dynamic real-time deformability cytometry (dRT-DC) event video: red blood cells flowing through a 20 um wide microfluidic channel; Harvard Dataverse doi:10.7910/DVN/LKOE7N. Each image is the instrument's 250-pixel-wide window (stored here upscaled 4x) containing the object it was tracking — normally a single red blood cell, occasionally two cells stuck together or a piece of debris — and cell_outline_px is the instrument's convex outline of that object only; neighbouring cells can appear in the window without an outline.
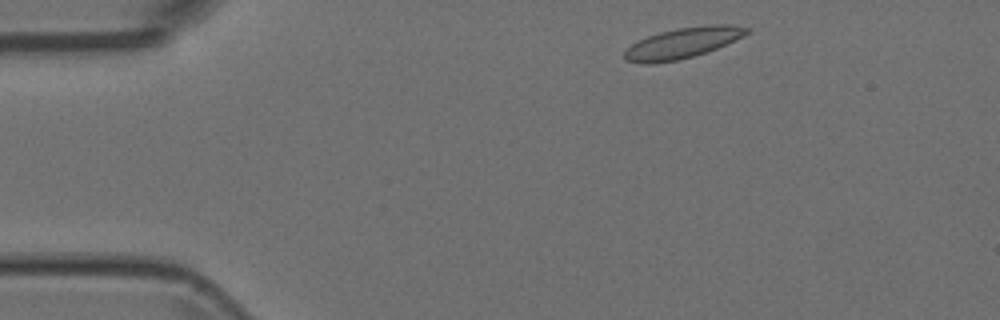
{"species": "Egyptian fruit bat (a non-hibernating species)", "species_latin": "Rousettus aegyptiacus", "temperature_condition": "room temperature", "stored_images_in_passage": 3, "camera_frame_rate_fps": 3000, "um_per_image_px": 0.085, "animal": {"sex": "female"}, "frame": {"image": 1, "passage_image": 1, "time_ms": 0.0, "image_size_px": [1000, 320], "cell_outline_px": [[752, 28], [744, 36], [716, 48], [692, 56], [676, 60], [652, 64], [644, 64], [628, 60], [624, 56], [624, 52], [636, 40], [660, 32], [676, 28], [708, 24], [732, 24]], "centroid_in_image_um": [58.05, 3.63], "position_along_channel_um": 27.0, "area_um2": 21.73}}
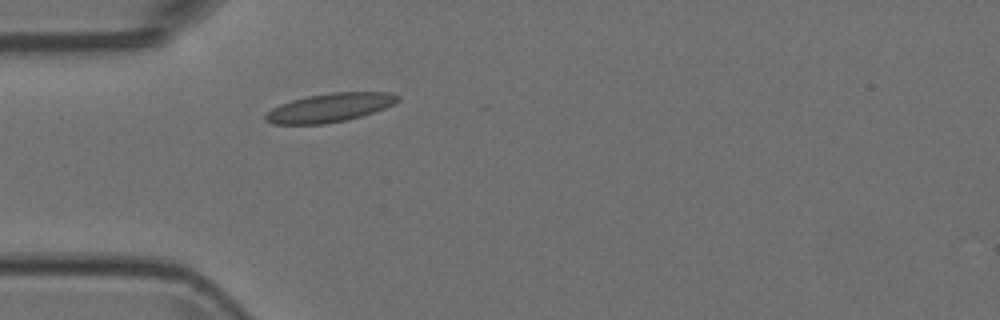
{"frame": {"image": 2, "passage_image": 3, "time_ms": 0.667, "image_size_px": [1000, 320], "cell_outline_px": [[400, 100], [384, 108], [360, 116], [344, 120], [324, 124], [272, 124], [264, 120], [264, 116], [272, 108], [280, 104], [292, 100], [308, 96], [332, 92], [392, 92], [400, 96]], "centroid_in_image_um": [28.01, 9.14], "position_along_channel_um": 57.0, "area_um2": 21.96}}